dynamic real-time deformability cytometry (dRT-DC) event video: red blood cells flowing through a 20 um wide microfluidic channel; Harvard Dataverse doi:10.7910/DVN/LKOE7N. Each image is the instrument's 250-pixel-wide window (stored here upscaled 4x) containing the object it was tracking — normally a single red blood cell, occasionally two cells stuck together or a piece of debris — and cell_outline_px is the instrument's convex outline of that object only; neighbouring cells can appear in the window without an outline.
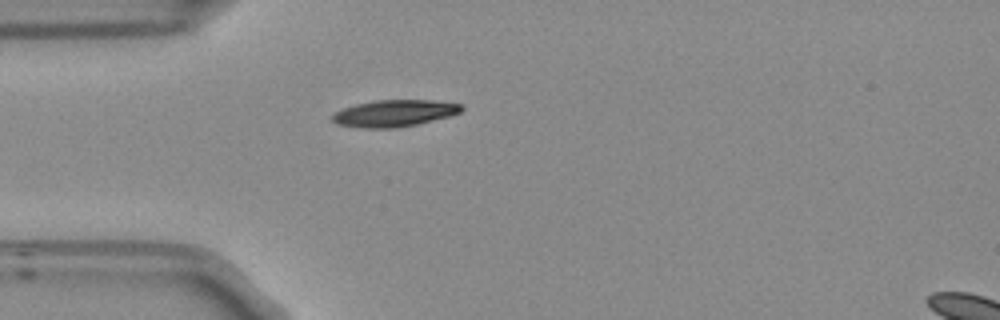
{"species": "Egyptian fruit bat (a non-hibernating species)", "species_latin": "Rousettus aegyptiacus", "temperature_condition": "room temperature", "stored_images_in_passage": 40, "camera_frame_rate_fps": 3000, "um_per_image_px": 0.085, "frame": {"image": 1, "passage_image": 1, "time_ms": 0.0, "image_size_px": [1000, 320], "cell_outline_px": [[464, 108], [460, 112], [448, 116], [416, 124], [396, 128], [364, 128], [336, 124], [332, 120], [332, 116], [336, 112], [344, 108], [356, 104], [376, 100], [432, 100], [460, 104]], "centroid_in_image_um": [33.5, 9.62], "position_along_channel_um": 51.5, "area_um2": 19.88}}
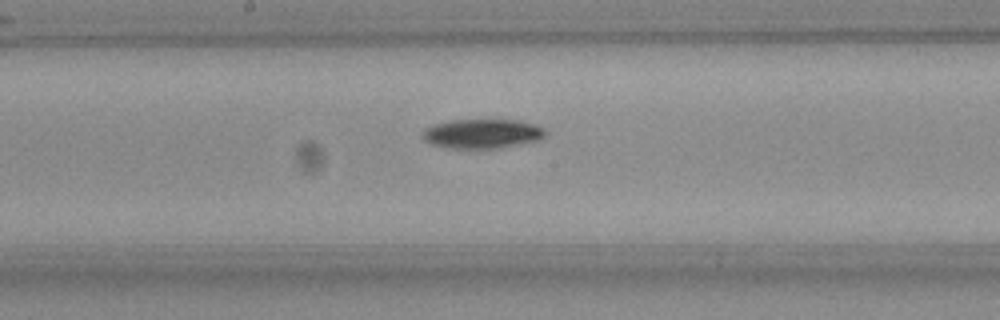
{"frame": {"image": 2, "passage_image": 14, "time_ms": 4.333, "image_size_px": [1000, 320], "cell_outline_px": [[544, 136], [536, 140], [496, 148], [452, 148], [432, 144], [424, 140], [424, 128], [432, 124], [448, 120], [520, 120], [536, 124], [544, 128]], "centroid_in_image_um": [40.96, 11.34], "position_along_channel_um": 207.2, "area_um2": 20.75}}
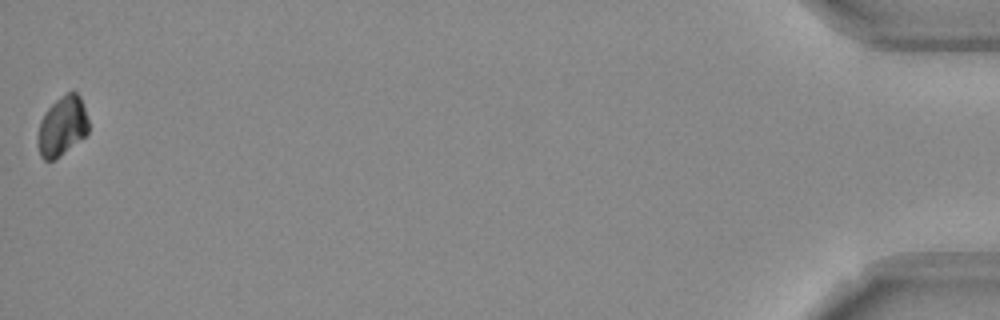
{"frame": {"image": 3, "passage_image": 40, "time_ms": 13.0, "image_size_px": [1000, 320], "cell_outline_px": [[88, 132], [84, 136], [52, 160], [44, 160], [40, 156], [36, 144], [36, 136], [40, 120], [44, 112], [60, 96], [72, 88], [80, 96], [88, 120]], "centroid_in_image_um": [5.24, 10.68], "position_along_channel_um": 430.0, "area_um2": 17.63}, "authors_computed_cell_mechanics": {"area_um2": 20.1722, "velocity_mm_per_s": 3.7428, "shape_relaxation_time_tau1_ms": 2.2714, "shape_relaxation_time_tau2_ms": null, "deformation_change_tau1": 0.0955, "deformation_change_tau2": null}}